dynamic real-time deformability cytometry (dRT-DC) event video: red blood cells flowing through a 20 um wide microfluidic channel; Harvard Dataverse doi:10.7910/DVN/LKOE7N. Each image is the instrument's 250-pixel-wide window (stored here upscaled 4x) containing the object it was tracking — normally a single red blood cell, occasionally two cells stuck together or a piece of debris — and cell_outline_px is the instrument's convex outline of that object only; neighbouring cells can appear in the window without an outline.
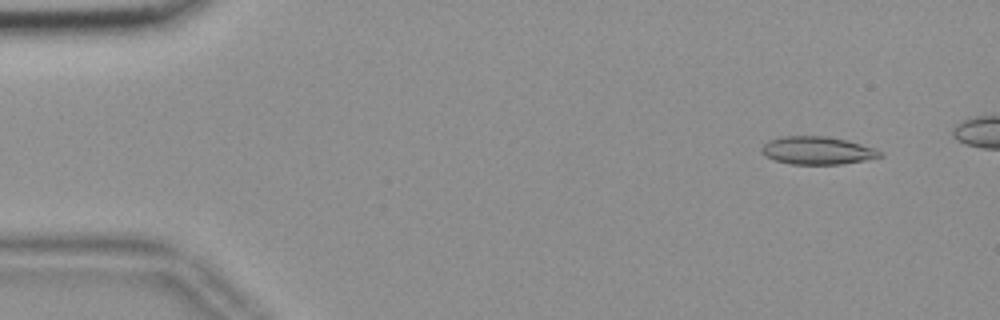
{"species": "common noctule bat (a hibernating species)", "species_latin": "Nyctalus noctula", "temperature_condition": "room temperature", "stored_images_in_passage": 50, "camera_frame_rate_fps": 3000, "um_per_image_px": 0.085, "animal": {"sex": "female", "body_mass_g": 18.4}, "frame": {"image": 1, "passage_image": 5, "time_ms": 1.333, "image_size_px": [1000, 320], "cell_outline_px": [[884, 156], [868, 160], [840, 164], [792, 164], [776, 160], [764, 156], [760, 148], [768, 140], [784, 136], [828, 136], [848, 140], [884, 152]], "centroid_in_image_um": [69.49, 12.79], "position_along_channel_um": 15.5, "area_um2": 19.31}}
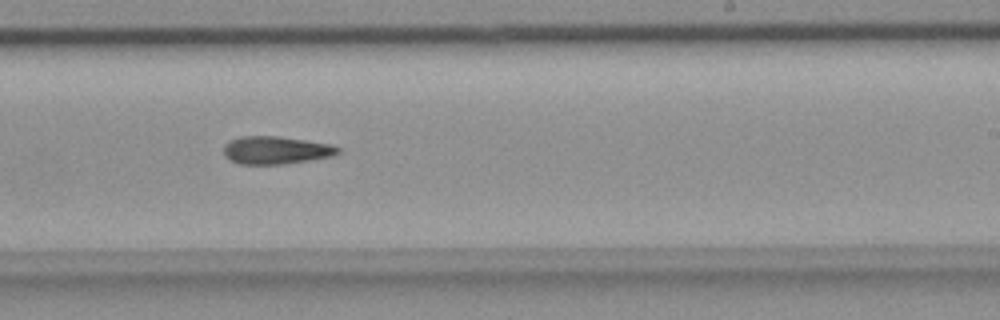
{"frame": {"image": 2, "passage_image": 34, "time_ms": 11.0, "image_size_px": [1000, 320], "cell_outline_px": [[340, 152], [332, 156], [308, 160], [280, 164], [240, 164], [224, 156], [224, 144], [240, 136], [276, 136], [332, 144], [340, 148]], "centroid_in_image_um": [23.45, 12.76], "position_along_channel_um": 265.6, "area_um2": 18.32}}
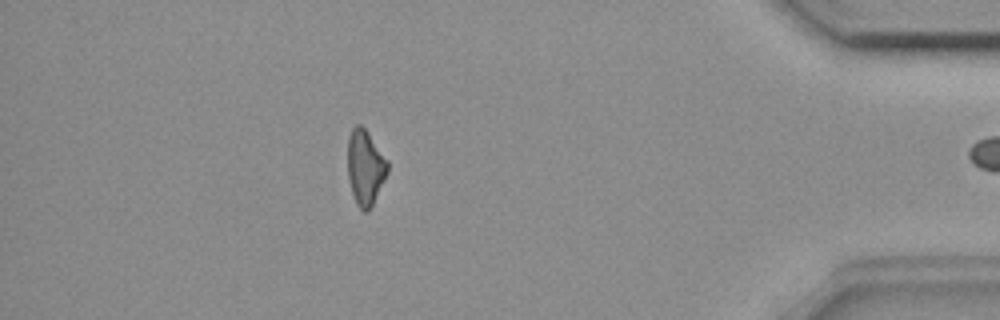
{"frame": {"image": 3, "passage_image": 49, "time_ms": 16.0, "image_size_px": [1000, 320], "cell_outline_px": [[388, 172], [368, 212], [364, 212], [356, 204], [352, 192], [348, 176], [348, 136], [352, 128], [356, 124], [360, 124], [368, 132], [388, 160]], "centroid_in_image_um": [31.04, 14.2], "position_along_channel_um": 404.2, "area_um2": 17.4}}